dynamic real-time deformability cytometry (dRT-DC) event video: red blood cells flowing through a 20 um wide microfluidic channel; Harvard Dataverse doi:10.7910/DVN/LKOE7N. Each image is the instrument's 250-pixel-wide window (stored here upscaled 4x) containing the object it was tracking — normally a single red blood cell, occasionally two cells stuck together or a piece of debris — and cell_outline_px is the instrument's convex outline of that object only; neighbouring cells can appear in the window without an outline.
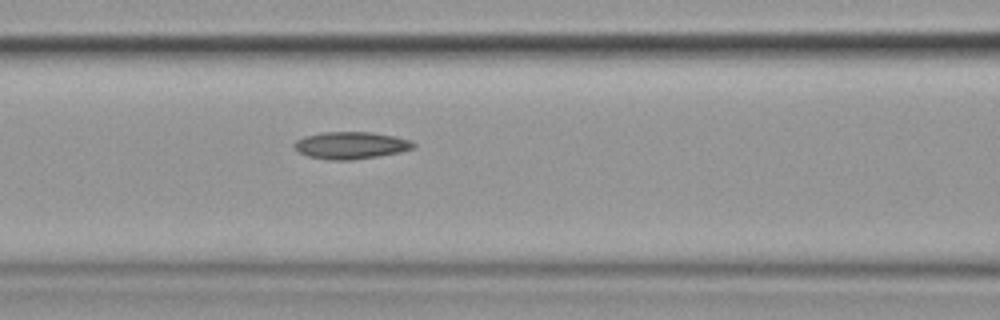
{"species": "common noctule bat (a hibernating species)", "species_latin": "Nyctalus noctula", "temperature_condition": "cold", "stored_images_in_passage": 6, "camera_frame_rate_fps": 3000, "um_per_image_px": 0.085, "animal": {"sex": "female", "body_mass_g": 19.9}, "frame": {"image": 1, "passage_image": 5, "time_ms": 5.333, "image_size_px": [1000, 320], "cell_outline_px": [[416, 144], [412, 148], [400, 152], [352, 160], [328, 160], [308, 156], [292, 148], [292, 144], [296, 140], [304, 136], [320, 132], [372, 132], [396, 136], [412, 140]], "centroid_in_image_um": [29.79, 12.34], "position_along_channel_um": 136.8, "area_um2": 19.02}}